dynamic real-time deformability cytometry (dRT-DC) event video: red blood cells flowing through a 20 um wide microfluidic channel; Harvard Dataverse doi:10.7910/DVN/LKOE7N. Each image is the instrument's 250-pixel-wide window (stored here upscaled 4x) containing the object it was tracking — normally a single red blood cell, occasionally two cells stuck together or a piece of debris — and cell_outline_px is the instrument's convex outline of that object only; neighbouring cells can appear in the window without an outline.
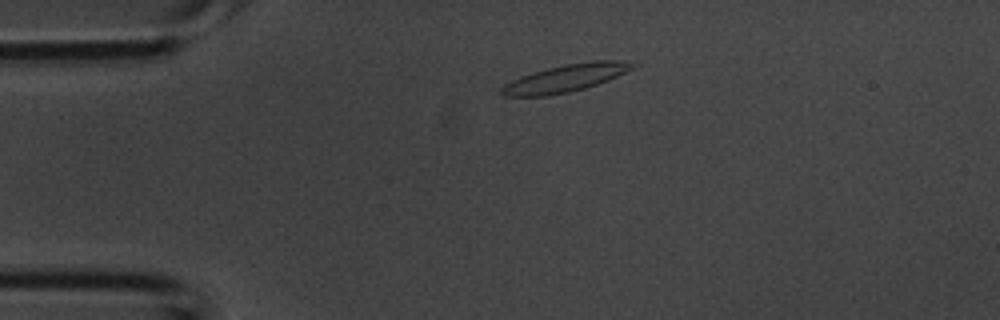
{"species": "common noctule bat (a hibernating species)", "species_latin": "Nyctalus noctula", "temperature_condition": "room temperature", "stored_images_in_passage": 2, "camera_frame_rate_fps": 3000, "um_per_image_px": 0.085, "animal": {"sex": "male", "body_mass_g": 20.1, "forearm_length_mm": 53.5}, "frame": {"image": 1, "passage_image": 1, "time_ms": 0.0, "image_size_px": [1000, 320], "cell_outline_px": [[640, 64], [608, 80], [584, 88], [568, 92], [544, 96], [500, 96], [500, 88], [504, 84], [512, 80], [548, 68], [564, 64], [592, 60], [616, 60]], "centroid_in_image_um": [48.06, 6.64], "position_along_channel_um": 36.9, "area_um2": 20.63}}